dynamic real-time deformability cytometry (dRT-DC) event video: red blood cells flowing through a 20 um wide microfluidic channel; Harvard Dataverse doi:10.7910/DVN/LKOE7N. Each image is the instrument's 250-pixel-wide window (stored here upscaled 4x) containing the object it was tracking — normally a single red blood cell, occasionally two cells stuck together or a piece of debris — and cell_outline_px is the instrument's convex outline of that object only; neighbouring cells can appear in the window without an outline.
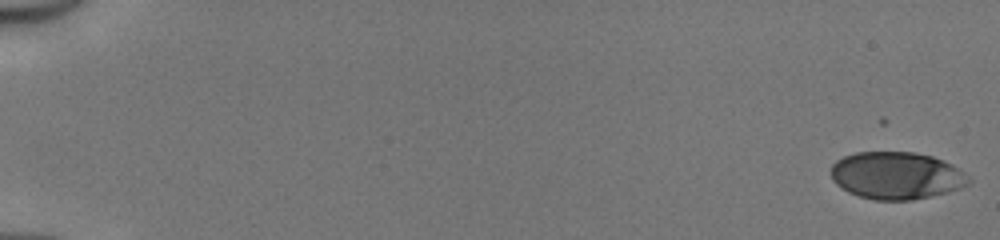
{"species": "human", "species_latin": "Homo sapiens", "temperature_condition": "cold", "stored_images_in_passage": 51, "camera_frame_rate_fps": 3000, "um_per_image_px": 0.085, "donor": {"sex": "male"}, "frame": {"image": 1, "passage_image": 1, "time_ms": 0.0, "image_size_px": [1000, 240], "cell_outline_px": [[972, 180], [968, 184], [960, 188], [912, 200], [876, 200], [860, 196], [848, 192], [836, 184], [832, 180], [832, 164], [836, 160], [844, 156], [856, 152], [916, 152], [932, 156], [944, 160], [952, 164], [964, 172]], "centroid_in_image_um": [76.2, 14.91], "position_along_channel_um": 8.8, "area_um2": 37.92}}
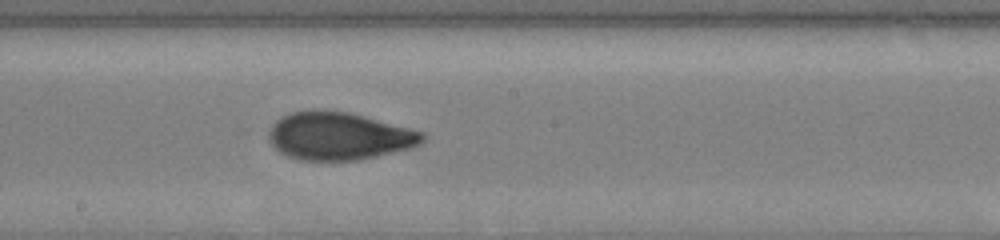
{"frame": {"image": 2, "passage_image": 30, "time_ms": 9.667, "image_size_px": [1000, 240], "cell_outline_px": [[424, 140], [420, 144], [412, 148], [356, 160], [300, 160], [288, 156], [280, 152], [268, 140], [268, 132], [272, 124], [280, 116], [292, 112], [312, 108], [316, 108], [352, 112], [424, 132]], "centroid_in_image_um": [28.78, 11.53], "position_along_channel_um": 219.4, "area_um2": 43.23}}
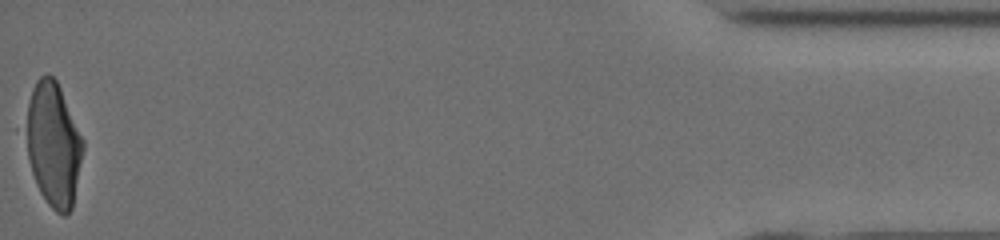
{"frame": {"image": 3, "passage_image": 51, "time_ms": 16.667, "image_size_px": [1000, 240], "cell_outline_px": [[84, 148], [72, 208], [64, 216], [56, 212], [48, 204], [40, 192], [36, 184], [16, 128], [32, 88], [36, 80], [40, 76], [48, 72], [56, 80], [60, 88], [84, 140]], "centroid_in_image_um": [4.4, 12.19], "position_along_channel_um": 430.8, "area_um2": 43.47}, "authors_computed_cell_mechanics": {"area_um2": 41.7316, "velocity_mm_per_s": 4.1675, "shape_relaxation_time_tau1_ms": 2.9629, "shape_relaxation_time_tau2_ms": 1.0587, "deformation_change_tau1": 0.158, "deformation_change_tau2": 0.0655}}